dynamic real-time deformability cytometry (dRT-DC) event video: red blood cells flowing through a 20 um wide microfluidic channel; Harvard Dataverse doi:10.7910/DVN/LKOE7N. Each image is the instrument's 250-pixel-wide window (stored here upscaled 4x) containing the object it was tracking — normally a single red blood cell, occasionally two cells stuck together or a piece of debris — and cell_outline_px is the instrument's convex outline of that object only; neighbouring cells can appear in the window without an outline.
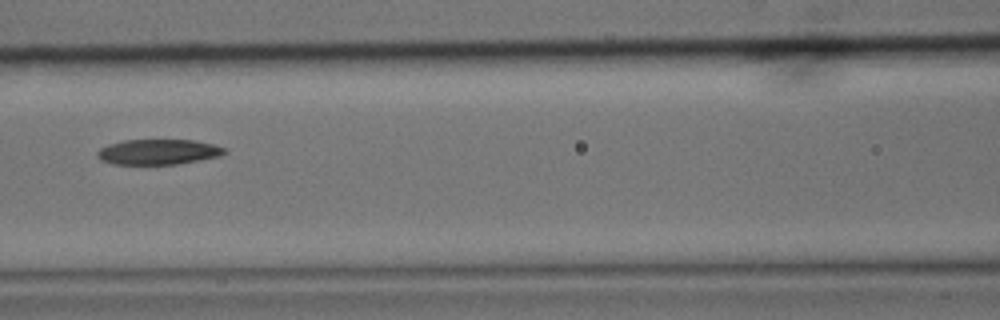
{"species": "common noctule bat (a hibernating species)", "species_latin": "Nyctalus noctula", "temperature_condition": "cold", "stored_images_in_passage": 13, "camera_frame_rate_fps": 3000, "um_per_image_px": 0.085, "animal": {"sex": "male", "body_mass_g": 15.6}, "frame": {"image": 1, "passage_image": 6, "time_ms": 1.667, "image_size_px": [1000, 320], "cell_outline_px": [[228, 152], [220, 156], [200, 160], [176, 164], [112, 164], [100, 160], [96, 156], [96, 152], [100, 148], [108, 144], [124, 140], [192, 140], [212, 144], [228, 148]], "centroid_in_image_um": [13.45, 12.91], "position_along_channel_um": 153.1, "area_um2": 18.9}}
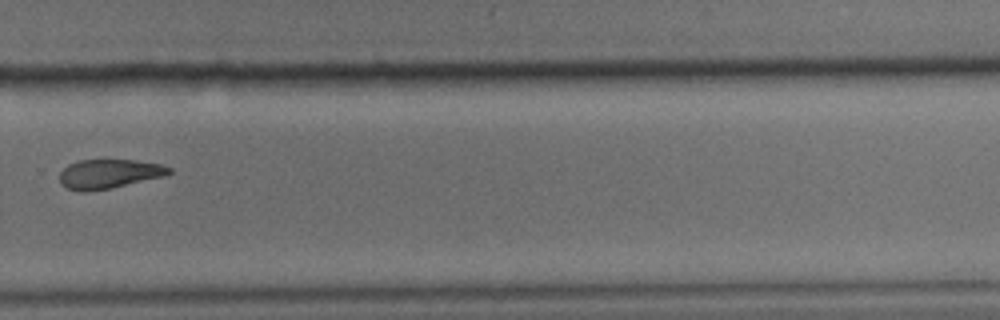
{"frame": {"image": 2, "passage_image": 10, "time_ms": 3.0, "image_size_px": [1000, 320], "cell_outline_px": [[172, 172], [164, 176], [112, 188], [84, 192], [80, 192], [68, 188], [60, 184], [60, 172], [68, 164], [80, 160], [136, 160], [160, 164], [172, 168]], "centroid_in_image_um": [9.26, 14.78], "position_along_channel_um": 320.5, "area_um2": 18.67}}
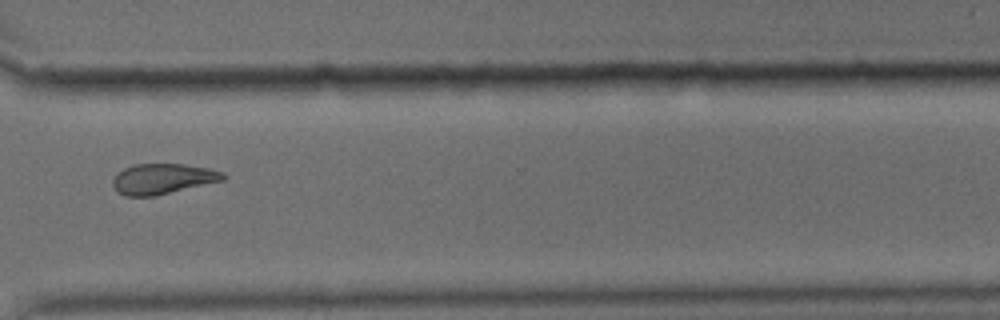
{"frame": {"image": 3, "passage_image": 11, "time_ms": 3.333, "image_size_px": [1000, 320], "cell_outline_px": [[228, 176], [224, 180], [156, 196], [124, 196], [116, 192], [112, 184], [112, 180], [124, 168], [136, 164], [184, 164], [208, 168], [224, 172]], "centroid_in_image_um": [13.85, 15.21], "position_along_channel_um": 356.8, "area_um2": 19.65}}